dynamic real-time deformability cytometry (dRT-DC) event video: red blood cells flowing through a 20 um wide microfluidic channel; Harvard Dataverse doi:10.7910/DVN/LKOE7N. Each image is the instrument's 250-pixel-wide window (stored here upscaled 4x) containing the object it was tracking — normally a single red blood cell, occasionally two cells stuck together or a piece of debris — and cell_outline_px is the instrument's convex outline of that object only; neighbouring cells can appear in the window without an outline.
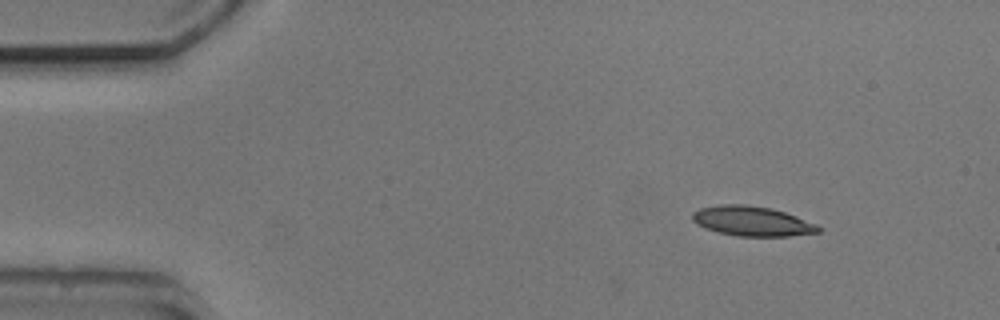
{"species": "common noctule bat (a hibernating species)", "species_latin": "Nyctalus noctula", "temperature_condition": "cold", "stored_images_in_passage": 3, "camera_frame_rate_fps": 3000, "um_per_image_px": 0.085, "animal": {"sex": "male", "body_mass_g": 20.5, "forearm_length_mm": 52.5}, "frame": {"image": 1, "passage_image": 1, "time_ms": 0.0, "image_size_px": [1000, 320], "cell_outline_px": [[824, 228], [820, 232], [788, 236], [736, 236], [716, 232], [704, 228], [696, 224], [692, 220], [692, 212], [700, 208], [720, 204], [744, 204], [772, 208], [796, 216], [816, 224]], "centroid_in_image_um": [63.91, 18.8], "position_along_channel_um": 21.1, "area_um2": 22.08}}